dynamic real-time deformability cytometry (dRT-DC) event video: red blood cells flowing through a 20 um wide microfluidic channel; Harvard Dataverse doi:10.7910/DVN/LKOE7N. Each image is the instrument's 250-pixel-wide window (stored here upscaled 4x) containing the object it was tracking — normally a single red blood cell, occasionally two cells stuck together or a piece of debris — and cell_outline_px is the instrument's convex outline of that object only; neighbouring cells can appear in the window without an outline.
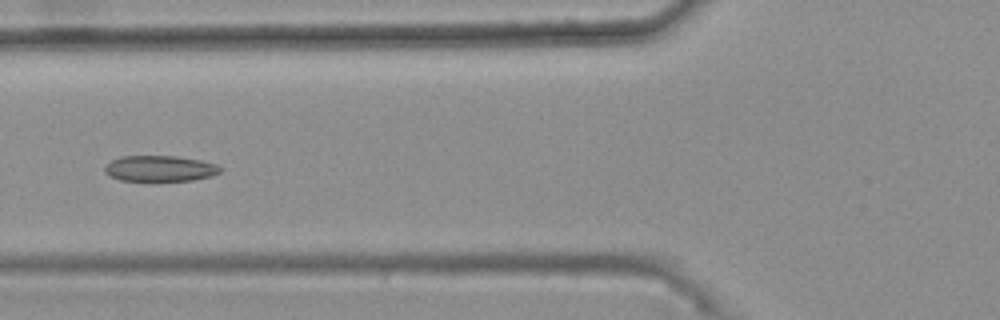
{"species": "common noctule bat (a hibernating species)", "species_latin": "Nyctalus noctula", "temperature_condition": "warm", "stored_images_in_passage": 31, "camera_frame_rate_fps": 3000, "um_per_image_px": 0.085, "animal": {"sex": "female", "body_mass_g": 25.1}, "frame": {"image": 1, "passage_image": 5, "time_ms": 1.333, "image_size_px": [1000, 320], "cell_outline_px": [[220, 172], [212, 176], [192, 180], [152, 184], [148, 184], [120, 180], [104, 172], [104, 164], [120, 156], [176, 156], [200, 160], [216, 164], [220, 168]], "centroid_in_image_um": [13.53, 14.37], "position_along_channel_um": 112.3, "area_um2": 18.32}}
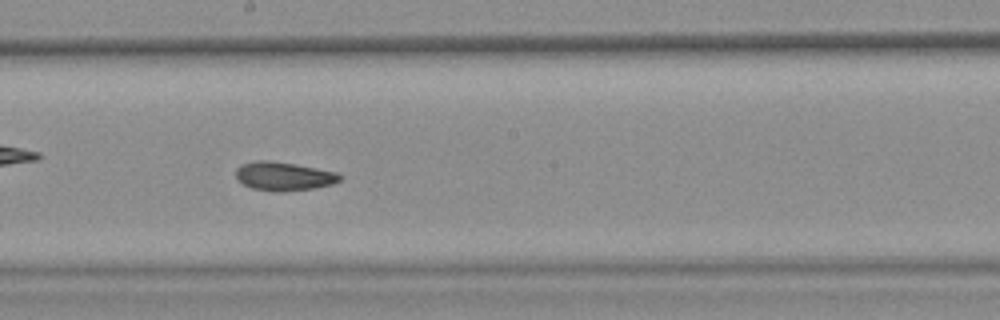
{"frame": {"image": 2, "passage_image": 14, "time_ms": 4.333, "image_size_px": [1000, 320], "cell_outline_px": [[344, 176], [340, 180], [332, 184], [316, 188], [280, 192], [276, 192], [252, 188], [244, 184], [236, 176], [236, 168], [240, 164], [256, 160], [268, 160], [296, 164], [336, 172]], "centroid_in_image_um": [24.13, 14.97], "position_along_channel_um": 224.1, "area_um2": 17.46}, "authors_computed_cell_mechanics": {"area_um2": 17.34, "velocity_mm_per_s": 3.729, "shape_relaxation_time_tau1_ms": null, "shape_relaxation_time_tau2_ms": 3.15, "deformation_change_tau1": null, "deformation_change_tau2": 0.0765}}